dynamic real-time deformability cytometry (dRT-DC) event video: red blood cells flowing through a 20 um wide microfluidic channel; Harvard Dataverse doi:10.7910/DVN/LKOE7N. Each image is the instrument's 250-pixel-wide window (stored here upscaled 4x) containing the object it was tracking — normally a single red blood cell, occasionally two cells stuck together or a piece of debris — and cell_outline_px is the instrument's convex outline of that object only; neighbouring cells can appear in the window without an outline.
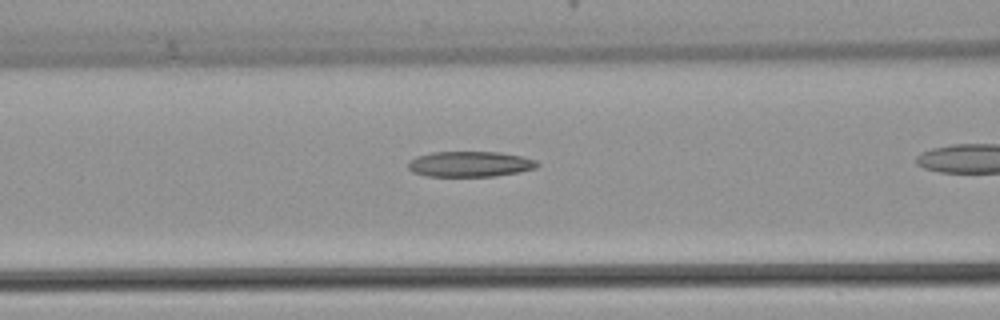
{"species": "common noctule bat (a hibernating species)", "species_latin": "Nyctalus noctula", "temperature_condition": "warm", "stored_images_in_passage": 25, "camera_frame_rate_fps": 3000, "um_per_image_px": 0.085, "animal": {"sex": "female", "body_mass_g": 22.7, "forearm_length_mm": 54.2}, "frame": {"image": 1, "passage_image": 8, "time_ms": 2.333, "image_size_px": [1000, 320], "cell_outline_px": [[540, 164], [536, 168], [520, 172], [496, 176], [428, 176], [412, 172], [408, 168], [408, 160], [416, 156], [432, 152], [500, 152], [520, 156], [536, 160]], "centroid_in_image_um": [39.94, 13.94], "position_along_channel_um": 126.7, "area_um2": 19.31}}